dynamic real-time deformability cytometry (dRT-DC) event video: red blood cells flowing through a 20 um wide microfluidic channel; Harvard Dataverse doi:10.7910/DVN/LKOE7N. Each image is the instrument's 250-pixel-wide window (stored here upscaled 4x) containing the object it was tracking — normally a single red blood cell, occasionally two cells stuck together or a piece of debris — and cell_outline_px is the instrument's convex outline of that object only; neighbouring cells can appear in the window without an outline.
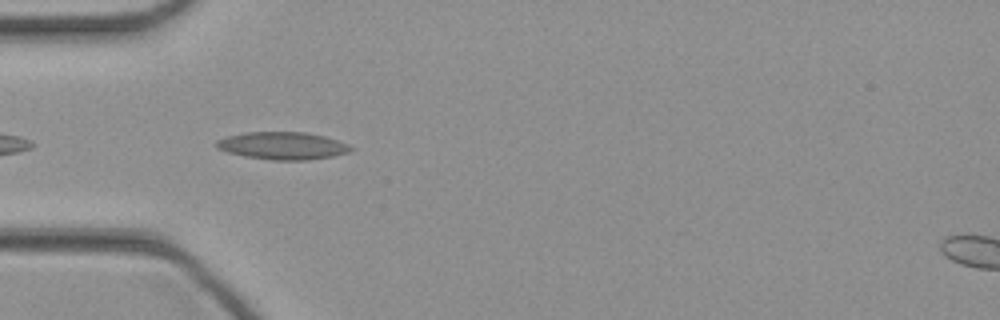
{"species": "common noctule bat (a hibernating species)", "species_latin": "Nyctalus noctula", "temperature_condition": "cold", "stored_images_in_passage": 5, "camera_frame_rate_fps": 3000, "um_per_image_px": 0.085, "animal": {"sex": "female", "body_mass_g": 21.9}, "frame": {"image": 1, "passage_image": 2, "time_ms": 0.333, "image_size_px": [1000, 320], "cell_outline_px": [[356, 148], [348, 152], [332, 156], [304, 160], [272, 160], [244, 156], [228, 152], [216, 148], [216, 140], [228, 136], [244, 132], [304, 132], [324, 136], [348, 144]], "centroid_in_image_um": [24.01, 12.38], "position_along_channel_um": 61.0, "area_um2": 21.44}}